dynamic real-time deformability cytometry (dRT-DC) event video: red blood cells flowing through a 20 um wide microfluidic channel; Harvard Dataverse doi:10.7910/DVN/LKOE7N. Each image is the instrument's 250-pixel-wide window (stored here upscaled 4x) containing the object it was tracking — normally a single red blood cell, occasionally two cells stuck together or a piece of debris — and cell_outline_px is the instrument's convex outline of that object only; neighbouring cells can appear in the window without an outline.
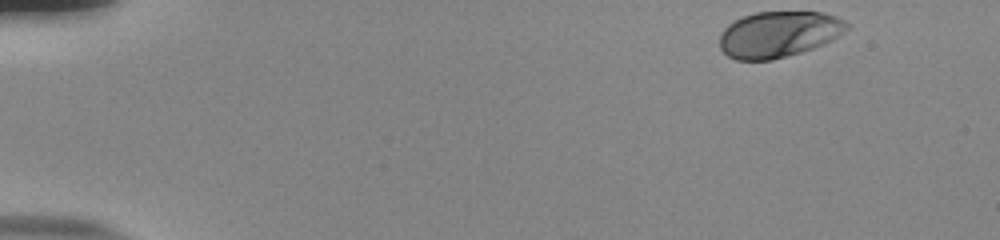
{"species": "human", "species_latin": "Homo sapiens", "temperature_condition": "room temperature", "stored_images_in_passage": 45, "camera_frame_rate_fps": 3000, "um_per_image_px": 0.085, "donor": {"sex": "male"}, "frame": {"image": 1, "passage_image": 1, "time_ms": 0.0, "image_size_px": [1000, 240], "cell_outline_px": [[848, 28], [832, 40], [824, 44], [800, 52], [772, 60], [736, 60], [728, 56], [720, 48], [720, 32], [728, 24], [744, 16], [756, 12], [824, 12], [836, 16], [844, 20], [848, 24]], "centroid_in_image_um": [66.17, 2.91], "position_along_channel_um": 18.8, "area_um2": 34.04}}
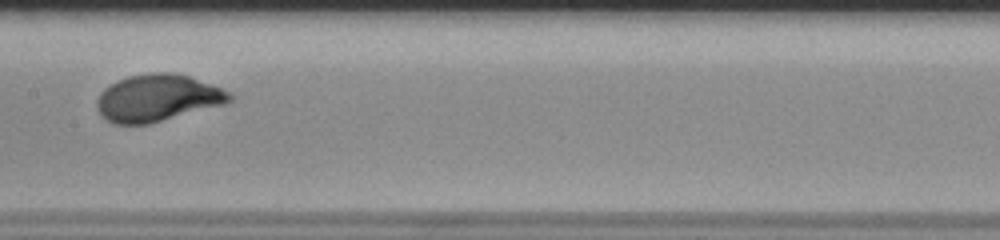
{"frame": {"image": 2, "passage_image": 25, "time_ms": 8.0, "image_size_px": [1000, 240], "cell_outline_px": [[232, 100], [224, 104], [148, 124], [112, 124], [100, 116], [96, 108], [96, 100], [100, 92], [104, 88], [128, 76], [152, 72], [172, 72], [188, 76], [220, 88], [228, 92], [232, 96]], "centroid_in_image_um": [13.32, 8.34], "position_along_channel_um": 194.1, "area_um2": 36.13}}
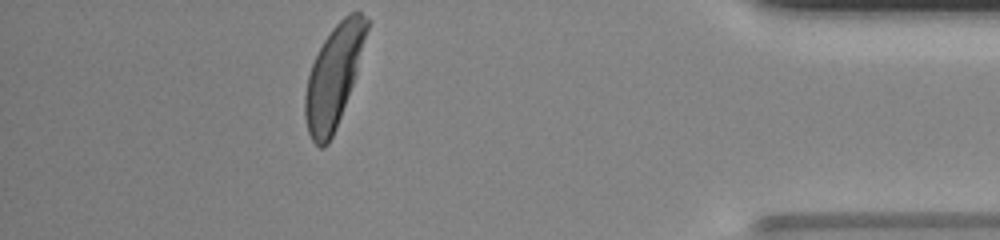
{"frame": {"image": 3, "passage_image": 45, "time_ms": 14.667, "image_size_px": [1000, 240], "cell_outline_px": [[368, 28], [356, 72], [352, 84], [336, 128], [328, 144], [324, 148], [320, 148], [312, 140], [308, 132], [304, 116], [304, 96], [308, 76], [312, 64], [324, 40], [332, 28], [344, 16], [352, 12], [360, 12], [368, 20]], "centroid_in_image_um": [28.33, 6.52], "position_along_channel_um": 406.9, "area_um2": 35.72}, "authors_computed_cell_mechanics": {"area_um2": 35.258, "velocity_mm_per_s": 3.761, "shape_relaxation_time_tau1_ms": 3.0577, "shape_relaxation_time_tau2_ms": null, "deformation_change_tau1": 0.1927, "deformation_change_tau2": null}}